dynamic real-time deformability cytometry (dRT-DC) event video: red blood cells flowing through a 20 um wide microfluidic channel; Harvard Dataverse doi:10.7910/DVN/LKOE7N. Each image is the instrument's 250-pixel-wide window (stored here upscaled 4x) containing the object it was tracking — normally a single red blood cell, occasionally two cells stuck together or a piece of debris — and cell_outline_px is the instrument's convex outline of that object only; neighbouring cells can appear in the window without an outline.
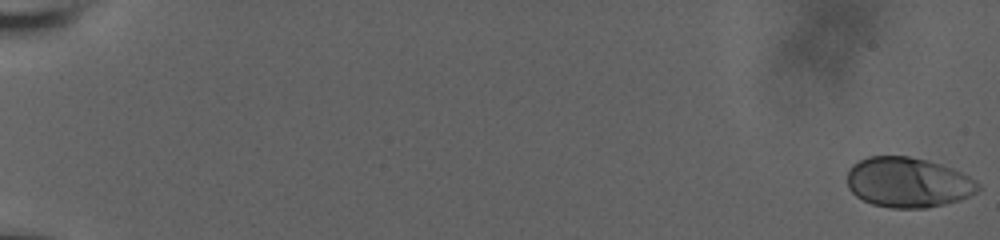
{"species": "human", "species_latin": "Homo sapiens", "temperature_condition": "room temperature", "stored_images_in_passage": 59, "camera_frame_rate_fps": 3000, "um_per_image_px": 0.085, "donor": {"sex": "male"}, "frame": {"image": 1, "passage_image": 1, "time_ms": 0.0, "image_size_px": [1000, 240], "cell_outline_px": [[980, 188], [976, 192], [960, 200], [928, 208], [892, 208], [872, 204], [856, 196], [848, 188], [848, 168], [852, 164], [868, 156], [908, 156], [928, 160], [952, 168], [976, 180], [980, 184]], "centroid_in_image_um": [77.18, 15.5], "position_along_channel_um": 7.8, "area_um2": 38.32}}
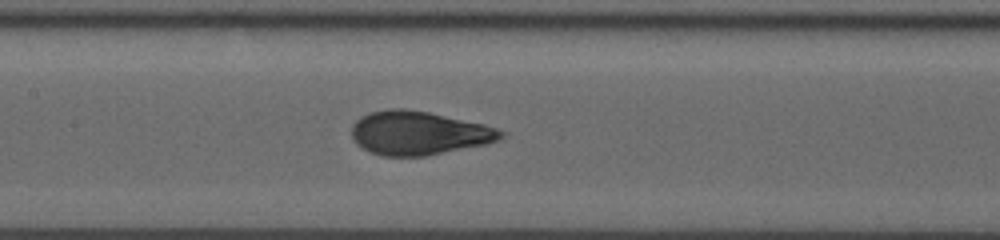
{"frame": {"image": 2, "passage_image": 32, "time_ms": 10.333, "image_size_px": [1000, 240], "cell_outline_px": [[504, 136], [488, 144], [424, 156], [380, 156], [356, 144], [352, 140], [352, 124], [360, 116], [368, 112], [388, 108], [404, 108], [428, 112], [484, 124], [496, 128], [504, 132]], "centroid_in_image_um": [35.55, 11.3], "position_along_channel_um": 171.8, "area_um2": 38.09}}
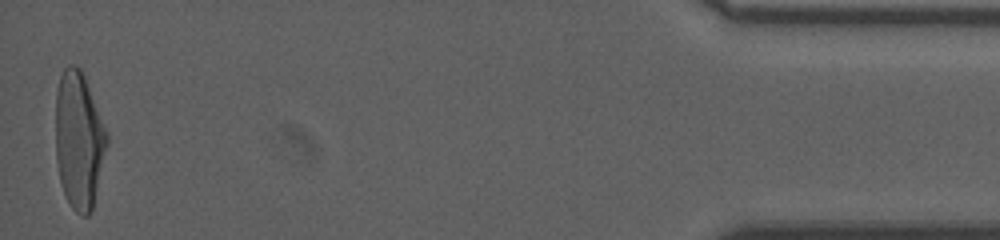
{"frame": {"image": 3, "passage_image": 59, "time_ms": 19.333, "image_size_px": [1000, 240], "cell_outline_px": [[108, 144], [92, 208], [88, 216], [80, 216], [68, 204], [60, 180], [56, 160], [56, 92], [60, 76], [64, 68], [68, 64], [76, 64], [80, 68], [84, 76], [108, 132]], "centroid_in_image_um": [6.71, 11.91], "position_along_channel_um": 428.5, "area_um2": 41.04}, "authors_computed_cell_mechanics": {"area_um2": 37.9746, "velocity_mm_per_s": 3.7419, "shape_relaxation_time_tau1_ms": 5.655, "shape_relaxation_time_tau2_ms": null, "deformation_change_tau1": 0.2117, "deformation_change_tau2": null}}